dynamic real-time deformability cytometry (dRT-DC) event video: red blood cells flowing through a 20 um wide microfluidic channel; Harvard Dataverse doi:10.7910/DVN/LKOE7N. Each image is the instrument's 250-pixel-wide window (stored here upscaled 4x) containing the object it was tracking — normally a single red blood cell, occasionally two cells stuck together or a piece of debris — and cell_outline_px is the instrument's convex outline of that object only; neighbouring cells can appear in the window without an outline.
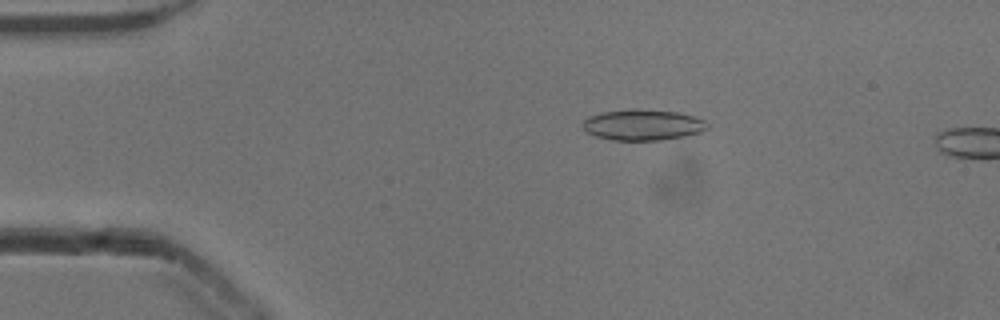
{"species": "common noctule bat (a hibernating species)", "species_latin": "Nyctalus noctula", "temperature_condition": "cold", "stored_images_in_passage": 13, "camera_frame_rate_fps": 3000, "um_per_image_px": 0.085, "animal": {"sex": "male", "body_mass_g": 13.3}, "frame": {"image": 1, "passage_image": 10, "time_ms": 3.0, "image_size_px": [1000, 320], "cell_outline_px": [[708, 128], [700, 132], [684, 136], [660, 140], [612, 140], [596, 136], [584, 132], [580, 124], [588, 116], [604, 112], [632, 108], [636, 108], [676, 112], [692, 116], [704, 120], [708, 124]], "centroid_in_image_um": [54.58, 10.61], "position_along_channel_um": 30.4, "area_um2": 22.54}}